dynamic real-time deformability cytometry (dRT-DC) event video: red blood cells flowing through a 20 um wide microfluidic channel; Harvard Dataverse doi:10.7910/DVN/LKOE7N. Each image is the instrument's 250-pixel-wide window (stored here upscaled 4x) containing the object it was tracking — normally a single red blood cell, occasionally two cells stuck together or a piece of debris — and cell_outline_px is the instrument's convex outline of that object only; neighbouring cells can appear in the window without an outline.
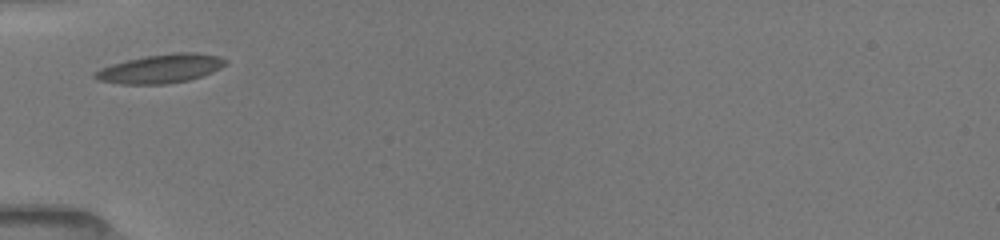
{"species": "common noctule bat (a hibernating species)", "species_latin": "Nyctalus noctula", "temperature_condition": "room temperature", "stored_images_in_passage": 30, "camera_frame_rate_fps": 3000, "um_per_image_px": 0.085, "animal": {"sex": "female", "body_mass_g": 19.5, "forearm_length_mm": 54.1}, "frame": {"image": 1, "passage_image": 1, "time_ms": 0.0, "image_size_px": [1000, 240], "cell_outline_px": [[228, 64], [212, 72], [188, 80], [164, 84], [120, 84], [96, 80], [92, 76], [92, 72], [100, 68], [112, 64], [144, 56], [176, 52], [196, 52], [216, 56], [228, 60]], "centroid_in_image_um": [13.62, 5.84], "position_along_channel_um": 71.4, "area_um2": 21.96}}
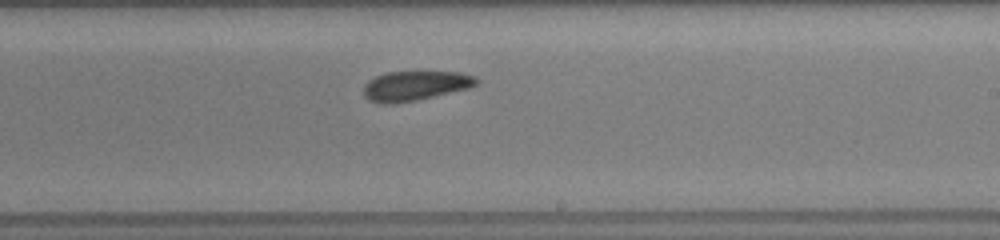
{"frame": {"image": 2, "passage_image": 12, "time_ms": 4.667, "image_size_px": [1000, 240], "cell_outline_px": [[480, 80], [476, 84], [468, 88], [416, 100], [396, 104], [380, 104], [368, 100], [364, 96], [364, 84], [368, 80], [376, 76], [388, 72], [460, 72], [476, 76]], "centroid_in_image_um": [35.26, 7.29], "position_along_channel_um": 253.7, "area_um2": 19.54}}
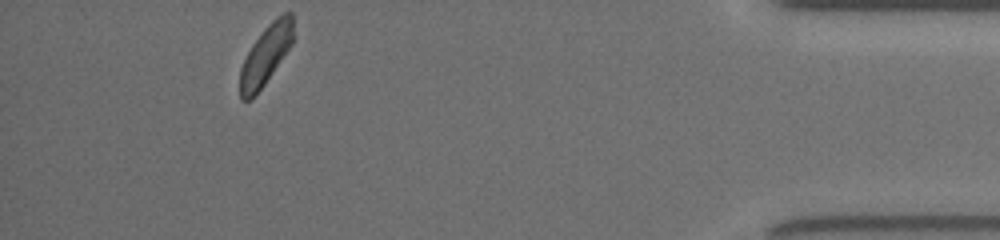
{"frame": {"image": 3, "passage_image": 26, "time_ms": 10.0, "image_size_px": [1000, 240], "cell_outline_px": [[292, 44], [264, 84], [248, 100], [240, 100], [240, 68], [252, 44], [264, 28], [276, 16], [284, 12], [292, 12]], "centroid_in_image_um": [22.58, 4.64], "position_along_channel_um": 412.6, "area_um2": 17.98}, "authors_computed_cell_mechanics": {"area_um2": 19.7098, "velocity_mm_per_s": 3.9377, "shape_relaxation_time_tau1_ms": 5.801, "shape_relaxation_time_tau2_ms": null, "deformation_change_tau1": 0.0931, "deformation_change_tau2": null}}